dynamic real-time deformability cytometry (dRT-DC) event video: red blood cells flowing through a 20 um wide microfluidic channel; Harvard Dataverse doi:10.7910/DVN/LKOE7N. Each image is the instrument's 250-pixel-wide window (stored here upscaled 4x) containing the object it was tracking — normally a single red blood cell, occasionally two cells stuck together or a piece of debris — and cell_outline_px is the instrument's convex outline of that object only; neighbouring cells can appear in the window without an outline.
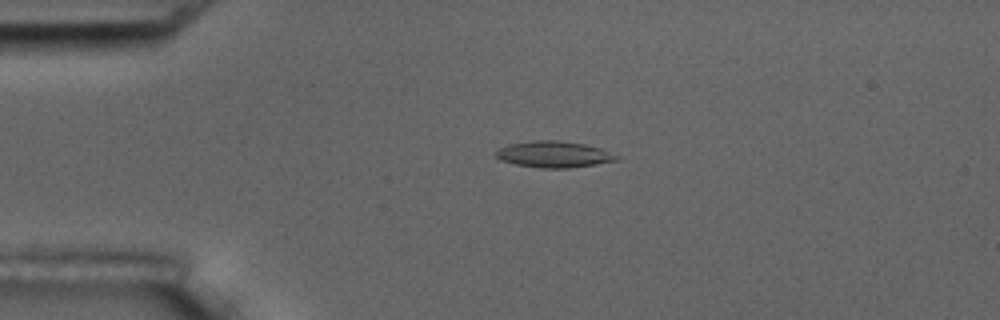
{"species": "common noctule bat (a hibernating species)", "species_latin": "Nyctalus noctula", "temperature_condition": "room temperature", "stored_images_in_passage": 5, "camera_frame_rate_fps": 3000, "um_per_image_px": 0.085, "animal": {"sex": "male", "body_mass_g": 17.5, "forearm_length_mm": 52.3}, "frame": {"image": 1, "passage_image": 4, "time_ms": 3.333, "image_size_px": [1000, 320], "cell_outline_px": [[620, 160], [596, 164], [568, 168], [540, 168], [516, 164], [500, 160], [496, 156], [496, 152], [500, 148], [508, 144], [536, 140], [560, 140], [584, 144], [600, 148], [620, 156]], "centroid_in_image_um": [47.11, 13.12], "position_along_channel_um": 37.9, "area_um2": 18.5}}